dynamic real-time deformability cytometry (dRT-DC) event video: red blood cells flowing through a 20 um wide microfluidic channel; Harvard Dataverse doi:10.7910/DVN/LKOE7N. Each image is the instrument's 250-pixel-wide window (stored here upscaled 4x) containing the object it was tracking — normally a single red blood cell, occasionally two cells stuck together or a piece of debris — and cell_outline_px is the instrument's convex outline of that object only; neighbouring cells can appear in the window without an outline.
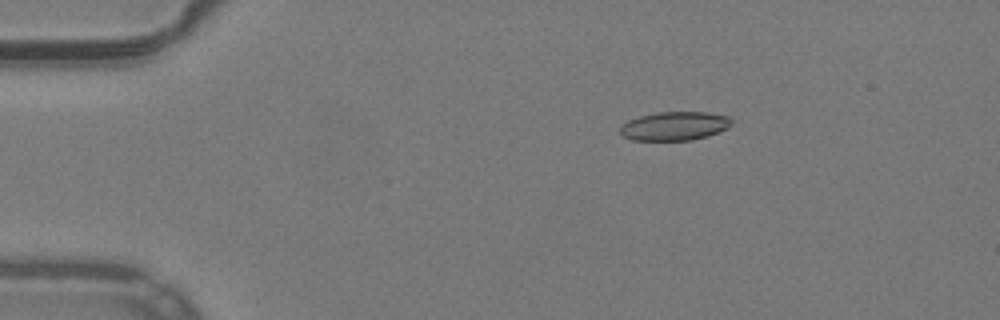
{"species": "common noctule bat (a hibernating species)", "species_latin": "Nyctalus noctula", "temperature_condition": "warm", "stored_images_in_passage": 53, "camera_frame_rate_fps": 3000, "um_per_image_px": 0.085, "animal": {"sex": "male", "body_mass_g": 19.2, "forearm_length_mm": 51.8}, "frame": {"image": 1, "passage_image": 10, "time_ms": 3.0, "image_size_px": [1000, 320], "cell_outline_px": [[732, 124], [728, 128], [708, 136], [692, 140], [632, 140], [624, 136], [620, 132], [620, 124], [628, 120], [640, 116], [660, 112], [708, 112], [728, 116], [732, 120]], "centroid_in_image_um": [57.35, 10.71], "position_along_channel_um": 27.7, "area_um2": 18.73}}
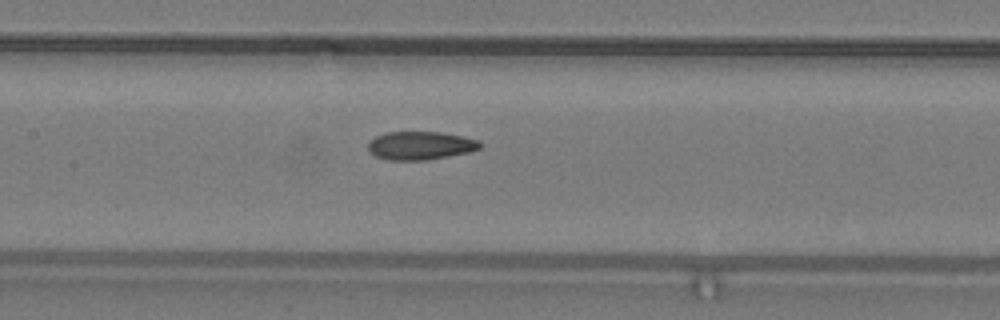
{"frame": {"image": 2, "passage_image": 26, "time_ms": 8.333, "image_size_px": [1000, 320], "cell_outline_px": [[484, 144], [480, 148], [468, 152], [448, 156], [424, 160], [388, 160], [376, 156], [368, 148], [368, 144], [376, 136], [384, 132], [440, 132], [464, 136], [480, 140]], "centroid_in_image_um": [35.78, 12.36], "position_along_channel_um": 171.6, "area_um2": 18.44}}
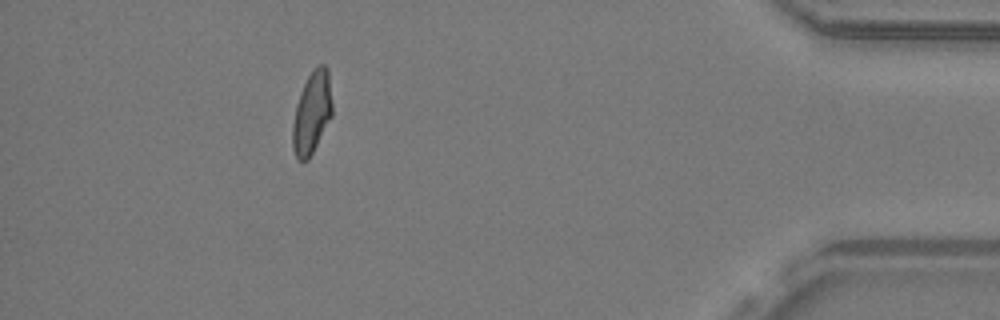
{"frame": {"image": 3, "passage_image": 48, "time_ms": 15.667, "image_size_px": [1000, 320], "cell_outline_px": [[332, 116], [308, 160], [296, 160], [292, 148], [292, 124], [296, 104], [300, 92], [308, 76], [320, 64], [324, 64], [328, 68], [332, 104]], "centroid_in_image_um": [26.5, 9.61], "position_along_channel_um": 408.7, "area_um2": 18.96}, "authors_computed_cell_mechanics": {"area_um2": 18.9584, "velocity_mm_per_s": 3.9745, "shape_relaxation_time_tau1_ms": null, "shape_relaxation_time_tau2_ms": 2.027, "deformation_change_tau1": null, "deformation_change_tau2": 0.0921}}